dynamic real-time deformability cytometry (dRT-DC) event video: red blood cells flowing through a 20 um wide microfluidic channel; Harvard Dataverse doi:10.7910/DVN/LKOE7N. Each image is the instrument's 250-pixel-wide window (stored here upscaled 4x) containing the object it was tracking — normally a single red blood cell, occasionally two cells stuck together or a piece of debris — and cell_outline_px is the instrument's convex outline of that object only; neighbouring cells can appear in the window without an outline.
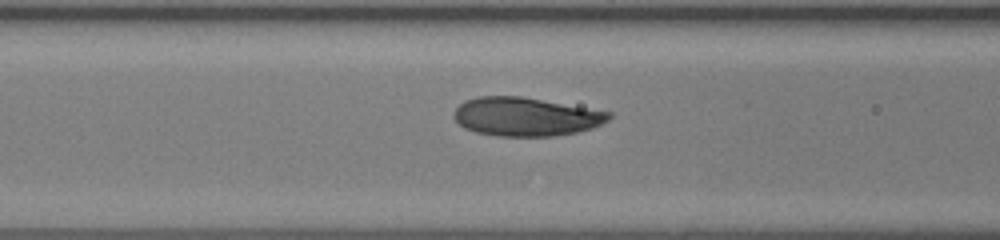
{"species": "human", "species_latin": "Homo sapiens", "temperature_condition": "room temperature", "stored_images_in_passage": 41, "camera_frame_rate_fps": 3000, "um_per_image_px": 0.085, "donor": {"sex": "female"}, "frame": {"image": 1, "passage_image": 9, "time_ms": 2.667, "image_size_px": [1000, 240], "cell_outline_px": [[612, 116], [608, 120], [592, 128], [576, 132], [552, 136], [496, 136], [476, 132], [464, 128], [452, 116], [452, 112], [464, 100], [476, 96], [520, 96], [612, 112]], "centroid_in_image_um": [44.65, 9.91], "position_along_channel_um": 121.9, "area_um2": 34.91}}
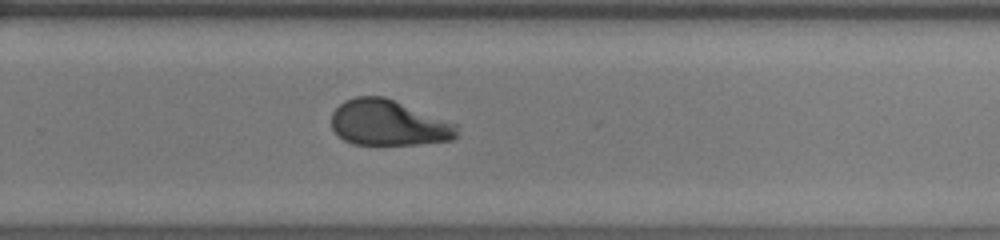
{"frame": {"image": 2, "passage_image": 23, "time_ms": 7.333, "image_size_px": [1000, 240], "cell_outline_px": [[460, 124], [456, 136], [452, 140], [420, 144], [352, 144], [344, 140], [332, 128], [332, 112], [344, 100], [356, 96], [384, 96]], "centroid_in_image_um": [33.06, 10.44], "position_along_channel_um": 296.7, "area_um2": 33.64}}
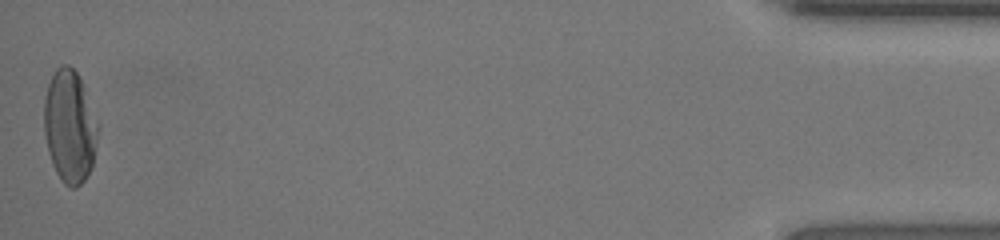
{"frame": {"image": 3, "passage_image": 41, "time_ms": 13.333, "image_size_px": [1000, 240], "cell_outline_px": [[100, 128], [92, 168], [84, 180], [76, 188], [68, 188], [60, 180], [52, 164], [48, 152], [44, 132], [44, 96], [48, 84], [56, 68], [60, 64], [68, 64], [80, 76], [84, 84], [100, 124]], "centroid_in_image_um": [5.95, 10.74], "position_along_channel_um": 429.2, "area_um2": 36.36}, "authors_computed_cell_mechanics": {"area_um2": 34.391, "velocity_mm_per_s": 3.7873, "shape_relaxation_time_tau1_ms": 5.1501, "shape_relaxation_time_tau2_ms": null, "deformation_change_tau1": 0.2062, "deformation_change_tau2": null}}